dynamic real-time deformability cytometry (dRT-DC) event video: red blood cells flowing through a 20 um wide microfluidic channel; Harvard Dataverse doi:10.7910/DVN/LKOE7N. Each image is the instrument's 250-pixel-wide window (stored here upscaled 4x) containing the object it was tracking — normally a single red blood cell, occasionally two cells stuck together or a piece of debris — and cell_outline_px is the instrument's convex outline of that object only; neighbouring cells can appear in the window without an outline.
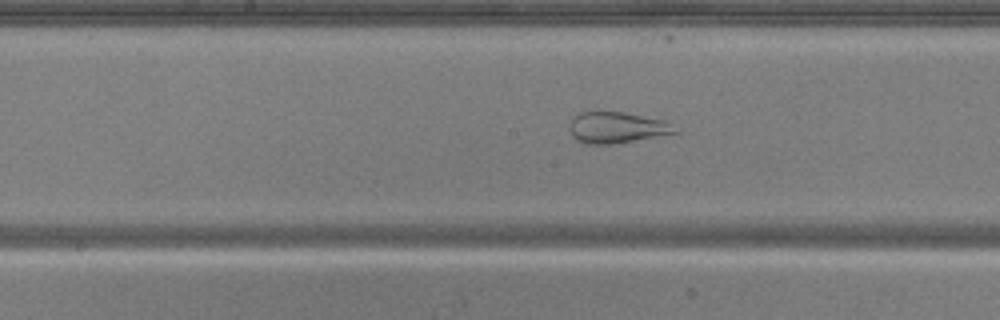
{"species": "common noctule bat (a hibernating species)", "species_latin": "Nyctalus noctula", "temperature_condition": "warm", "stored_images_in_passage": 50, "camera_frame_rate_fps": 3000, "um_per_image_px": 0.085, "animal": {"sex": "male", "body_mass_g": 20.5, "forearm_length_mm": 52.5}, "frame": {"image": 1, "passage_image": 24, "time_ms": 7.667, "image_size_px": [1000, 320], "cell_outline_px": [[680, 132], [608, 144], [584, 144], [576, 140], [572, 136], [568, 128], [568, 124], [580, 112], [624, 112], [664, 120]], "centroid_in_image_um": [52.36, 10.84], "position_along_channel_um": 195.8, "area_um2": 18.84}}
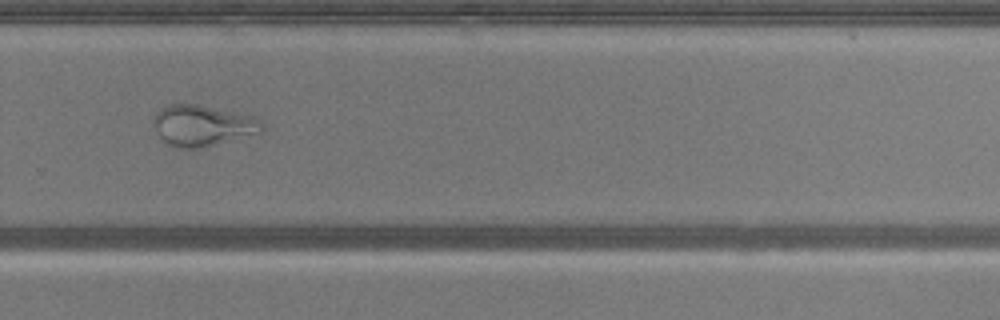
{"frame": {"image": 2, "passage_image": 33, "time_ms": 10.667, "image_size_px": [1000, 320], "cell_outline_px": [[260, 132], [200, 148], [176, 148], [168, 144], [156, 132], [152, 124], [152, 116], [164, 104], [196, 104], [252, 116], [260, 120]], "centroid_in_image_um": [17.09, 10.66], "position_along_channel_um": 312.7, "area_um2": 25.55}}
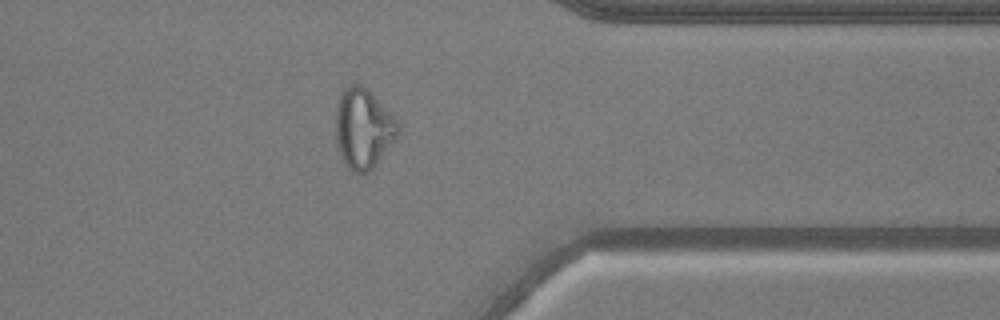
{"frame": {"image": 3, "passage_image": 39, "time_ms": 12.667, "image_size_px": [1000, 320], "cell_outline_px": [[400, 132], [376, 164], [368, 172], [352, 172], [344, 164], [340, 156], [336, 144], [336, 104], [344, 88], [348, 84], [356, 80], [368, 88], [400, 124]], "centroid_in_image_um": [30.85, 10.88], "position_along_channel_um": 380.5, "area_um2": 29.36}}